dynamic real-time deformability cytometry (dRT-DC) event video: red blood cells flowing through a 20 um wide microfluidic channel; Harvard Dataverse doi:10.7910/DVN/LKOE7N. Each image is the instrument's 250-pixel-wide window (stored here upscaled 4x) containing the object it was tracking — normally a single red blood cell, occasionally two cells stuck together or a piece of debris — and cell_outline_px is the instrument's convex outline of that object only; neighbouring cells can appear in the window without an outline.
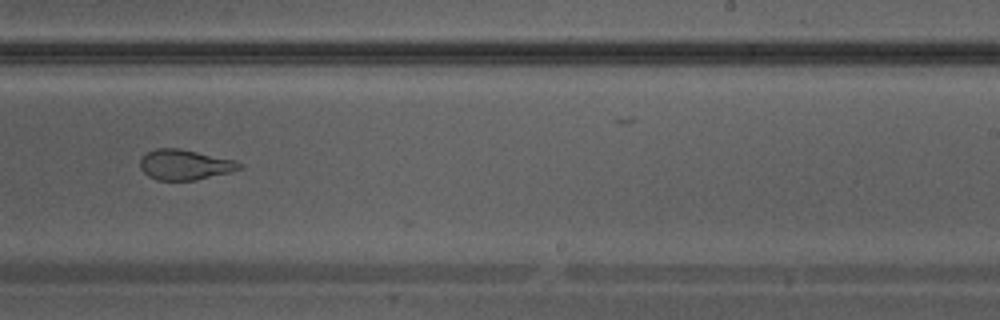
{"species": "Egyptian fruit bat (a non-hibernating species)", "species_latin": "Rousettus aegyptiacus", "temperature_condition": "warm", "stored_images_in_passage": 35, "camera_frame_rate_fps": 3000, "um_per_image_px": 0.085, "animal": {"sex": "male"}, "frame": {"image": 1, "passage_image": 25, "time_ms": 8.0, "image_size_px": [1000, 320], "cell_outline_px": [[244, 164], [240, 168], [228, 172], [196, 180], [156, 180], [148, 176], [140, 168], [140, 160], [148, 152], [156, 148], [180, 148], [236, 160]], "centroid_in_image_um": [15.7, 13.99], "position_along_channel_um": 273.3, "area_um2": 17.46}}